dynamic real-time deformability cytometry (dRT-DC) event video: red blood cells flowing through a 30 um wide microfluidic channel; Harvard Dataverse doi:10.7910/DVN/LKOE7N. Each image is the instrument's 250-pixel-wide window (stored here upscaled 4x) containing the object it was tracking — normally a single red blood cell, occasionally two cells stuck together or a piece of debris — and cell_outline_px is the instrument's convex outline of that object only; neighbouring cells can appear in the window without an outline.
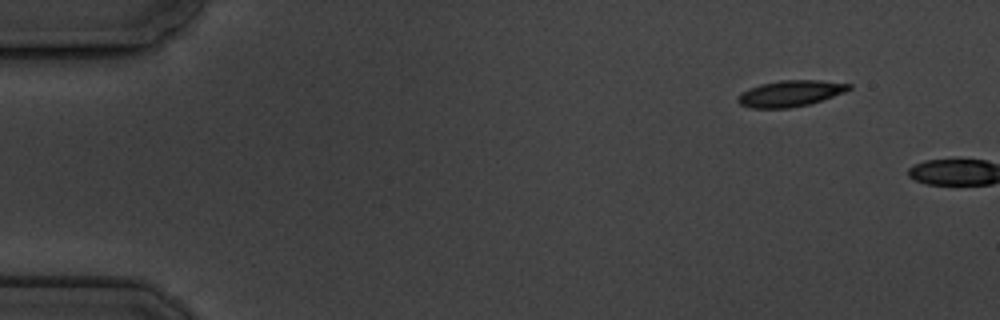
{"species": "common noctule bat (a hibernating species)", "species_latin": "Nyctalus noctula", "temperature_condition": "cold", "stored_images_in_passage": 2, "camera_frame_rate_fps": 3000, "um_per_image_px": 0.085, "animal": {"sex": "male", "body_mass_g": 19.5, "forearm_length_mm": 54.6}, "frame": {"image": 1, "passage_image": 1, "time_ms": 0.0, "image_size_px": [1000, 320], "cell_outline_px": [[852, 88], [844, 92], [808, 104], [788, 108], [752, 108], [740, 104], [736, 100], [736, 96], [740, 92], [748, 88], [760, 84], [780, 80], [820, 80], [852, 84]], "centroid_in_image_um": [67.12, 7.93], "position_along_channel_um": 17.9, "area_um2": 16.94}}